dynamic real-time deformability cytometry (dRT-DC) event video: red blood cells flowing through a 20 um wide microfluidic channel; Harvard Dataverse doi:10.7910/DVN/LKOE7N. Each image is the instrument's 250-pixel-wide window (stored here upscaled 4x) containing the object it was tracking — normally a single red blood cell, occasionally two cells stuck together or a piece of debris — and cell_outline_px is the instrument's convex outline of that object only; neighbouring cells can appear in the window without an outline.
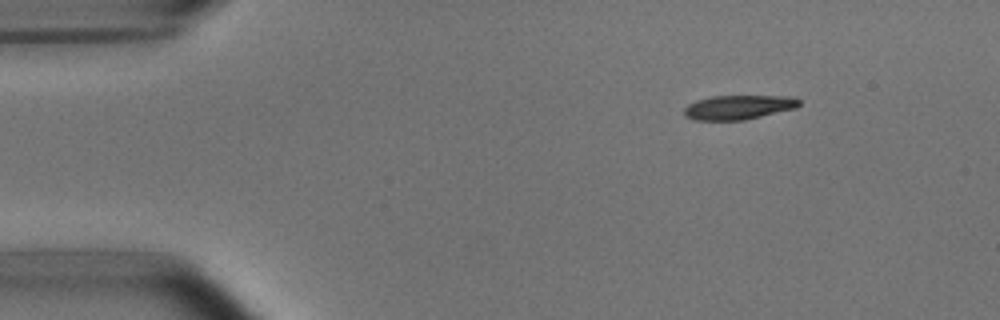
{"species": "common noctule bat (a hibernating species)", "species_latin": "Nyctalus noctula", "temperature_condition": "room temperature", "stored_images_in_passage": 5, "camera_frame_rate_fps": 3000, "um_per_image_px": 0.085, "animal": {"sex": "male", "body_mass_g": 15.6}, "frame": {"image": 1, "passage_image": 2, "time_ms": 1.333, "image_size_px": [1000, 320], "cell_outline_px": [[800, 104], [796, 108], [744, 120], [696, 120], [684, 116], [684, 108], [688, 104], [696, 100], [712, 96], [796, 96], [800, 100]], "centroid_in_image_um": [62.78, 9.11], "position_along_channel_um": 22.2, "area_um2": 16.36}}